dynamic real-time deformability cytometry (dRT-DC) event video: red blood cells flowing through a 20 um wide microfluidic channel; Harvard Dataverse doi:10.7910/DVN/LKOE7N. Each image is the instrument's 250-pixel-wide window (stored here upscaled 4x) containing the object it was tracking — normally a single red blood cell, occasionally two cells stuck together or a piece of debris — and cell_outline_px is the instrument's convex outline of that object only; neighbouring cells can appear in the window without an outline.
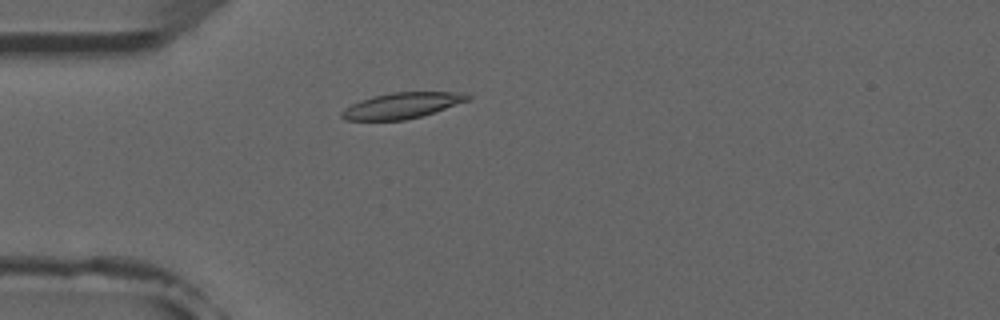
{"species": "common noctule bat (a hibernating species)", "species_latin": "Nyctalus noctula", "temperature_condition": "room temperature", "stored_images_in_passage": 3, "camera_frame_rate_fps": 3000, "um_per_image_px": 0.085, "animal": {"sex": "male", "forearm_length_mm": 52.5}, "frame": {"image": 1, "passage_image": 2, "time_ms": 1.333, "image_size_px": [1000, 320], "cell_outline_px": [[472, 96], [468, 100], [420, 116], [404, 120], [344, 120], [340, 116], [340, 112], [352, 104], [360, 100], [372, 96], [392, 92], [464, 92]], "centroid_in_image_um": [34.13, 8.96], "position_along_channel_um": 50.9, "area_um2": 18.73}}